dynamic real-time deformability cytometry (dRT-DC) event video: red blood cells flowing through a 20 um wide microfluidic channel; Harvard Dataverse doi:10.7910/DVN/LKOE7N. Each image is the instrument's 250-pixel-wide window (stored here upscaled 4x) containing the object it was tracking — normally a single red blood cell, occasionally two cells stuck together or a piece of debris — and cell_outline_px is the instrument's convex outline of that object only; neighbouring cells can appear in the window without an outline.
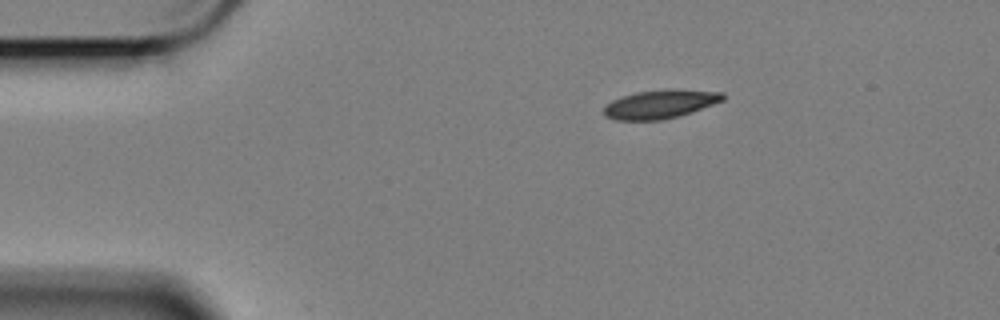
{"species": "Egyptian fruit bat (a non-hibernating species)", "species_latin": "Rousettus aegyptiacus", "temperature_condition": "cold", "stored_images_in_passage": 11, "camera_frame_rate_fps": 3000, "um_per_image_px": 0.085, "animal": {"sex": "female"}, "frame": {"image": 1, "passage_image": 1, "time_ms": 0.0, "image_size_px": [1000, 320], "cell_outline_px": [[724, 100], [676, 116], [660, 120], [616, 120], [604, 116], [604, 108], [612, 100], [636, 92], [668, 88], [676, 88], [724, 92]], "centroid_in_image_um": [56.11, 8.83], "position_along_channel_um": 28.9, "area_um2": 19.71}}
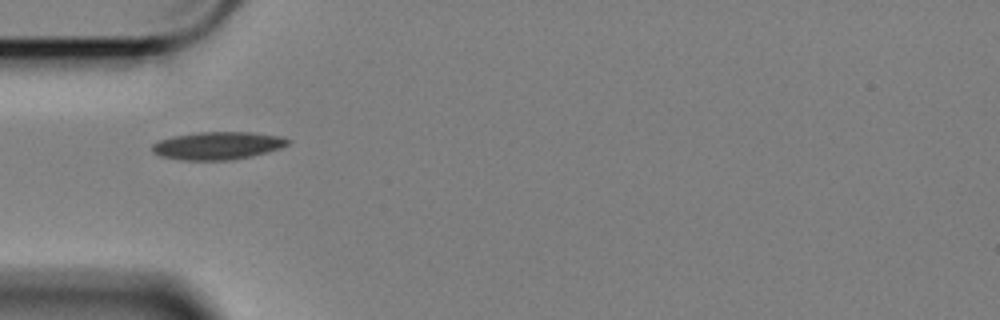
{"frame": {"image": 2, "passage_image": 9, "time_ms": 2.667, "image_size_px": [1000, 320], "cell_outline_px": [[292, 140], [288, 144], [280, 148], [252, 156], [232, 160], [184, 160], [160, 156], [152, 152], [152, 144], [160, 140], [172, 136], [200, 132], [252, 132], [284, 136]], "centroid_in_image_um": [18.53, 12.37], "position_along_channel_um": 66.5, "area_um2": 22.08}}